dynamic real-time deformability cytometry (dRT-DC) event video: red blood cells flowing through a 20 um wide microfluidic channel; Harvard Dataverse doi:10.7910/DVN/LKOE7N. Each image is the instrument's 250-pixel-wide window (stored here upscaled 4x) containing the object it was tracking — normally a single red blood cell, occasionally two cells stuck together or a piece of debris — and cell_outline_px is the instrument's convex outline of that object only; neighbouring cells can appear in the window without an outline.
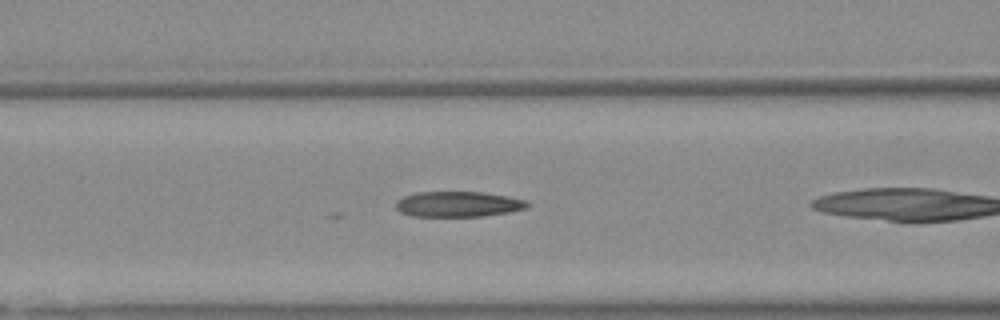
{"species": "Egyptian fruit bat (a non-hibernating species)", "species_latin": "Rousettus aegyptiacus", "temperature_condition": "warm", "stored_images_in_passage": 10, "camera_frame_rate_fps": 3000, "um_per_image_px": 0.085, "animal": {"sex": "female"}, "frame": {"image": 1, "passage_image": 6, "time_ms": 1.667, "image_size_px": [1000, 320], "cell_outline_px": [[532, 204], [528, 208], [508, 212], [484, 216], [412, 216], [400, 212], [396, 208], [396, 200], [404, 196], [416, 192], [480, 192], [504, 196], [524, 200]], "centroid_in_image_um": [38.92, 17.36], "position_along_channel_um": 127.7, "area_um2": 19.42}}
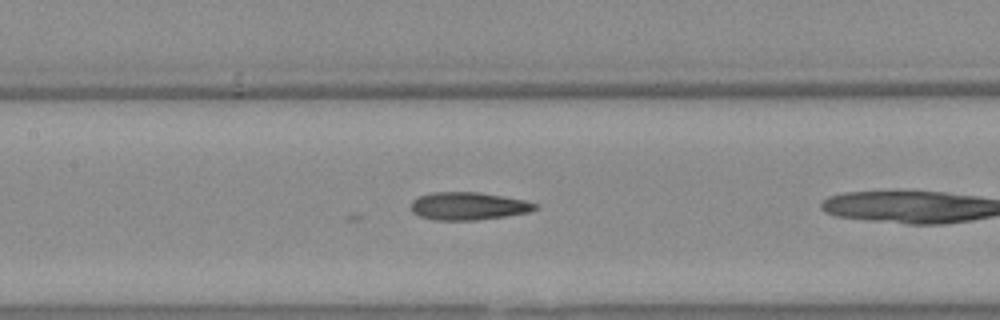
{"frame": {"image": 2, "passage_image": 9, "time_ms": 2.667, "image_size_px": [1000, 320], "cell_outline_px": [[536, 208], [528, 212], [504, 216], [476, 220], [432, 220], [420, 216], [412, 208], [412, 200], [420, 196], [432, 192], [476, 192], [524, 200], [536, 204]], "centroid_in_image_um": [39.78, 17.51], "position_along_channel_um": 167.6, "area_um2": 19.65}}